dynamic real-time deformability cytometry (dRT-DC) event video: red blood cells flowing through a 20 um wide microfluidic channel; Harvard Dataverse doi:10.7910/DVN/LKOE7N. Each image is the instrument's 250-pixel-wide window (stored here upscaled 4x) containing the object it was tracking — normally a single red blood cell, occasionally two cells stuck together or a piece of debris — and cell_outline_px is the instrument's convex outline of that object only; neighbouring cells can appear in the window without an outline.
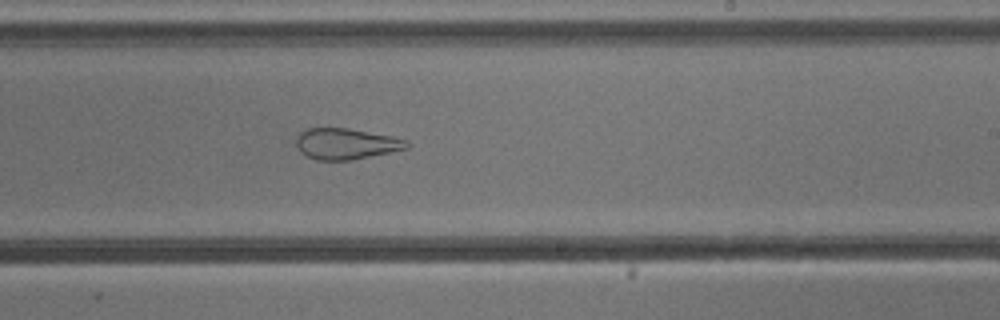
{"species": "common noctule bat (a hibernating species)", "species_latin": "Nyctalus noctula", "temperature_condition": "cold", "stored_images_in_passage": 43, "camera_frame_rate_fps": 3000, "um_per_image_px": 0.085, "animal": {"sex": "male", "body_mass_g": 13.3}, "frame": {"image": 1, "passage_image": 32, "time_ms": 10.333, "image_size_px": [1000, 320], "cell_outline_px": [[408, 148], [352, 160], [316, 160], [300, 152], [296, 144], [296, 136], [300, 132], [308, 128], [348, 128], [392, 136], [408, 140]], "centroid_in_image_um": [29.39, 12.22], "position_along_channel_um": 259.6, "area_um2": 19.94}}
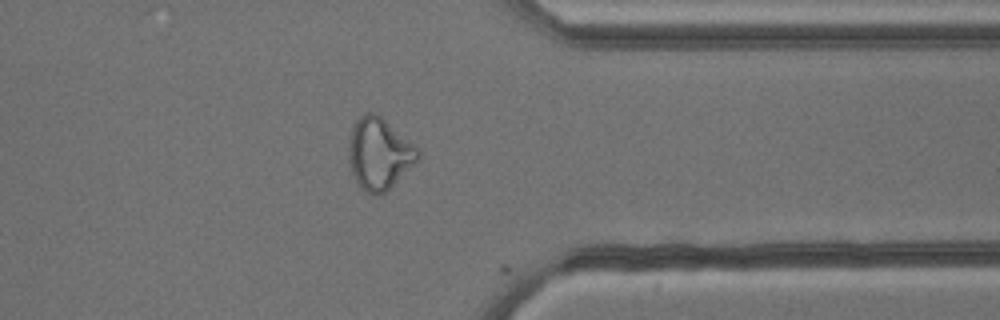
{"frame": {"image": 2, "passage_image": 42, "time_ms": 13.667, "image_size_px": [1000, 320], "cell_outline_px": [[420, 160], [416, 164], [380, 196], [376, 196], [364, 192], [356, 180], [352, 172], [348, 156], [348, 148], [352, 128], [356, 120], [364, 112], [376, 112], [416, 144], [420, 152]], "centroid_in_image_um": [32.26, 13.05], "position_along_channel_um": 379.1, "area_um2": 29.3}, "authors_computed_cell_mechanics": {"area_um2": 22.4842, "velocity_mm_per_s": 3.8218, "shape_relaxation_time_tau1_ms": null, "shape_relaxation_time_tau2_ms": 1.4558, "deformation_change_tau1": null, "deformation_change_tau2": 0.0887}}